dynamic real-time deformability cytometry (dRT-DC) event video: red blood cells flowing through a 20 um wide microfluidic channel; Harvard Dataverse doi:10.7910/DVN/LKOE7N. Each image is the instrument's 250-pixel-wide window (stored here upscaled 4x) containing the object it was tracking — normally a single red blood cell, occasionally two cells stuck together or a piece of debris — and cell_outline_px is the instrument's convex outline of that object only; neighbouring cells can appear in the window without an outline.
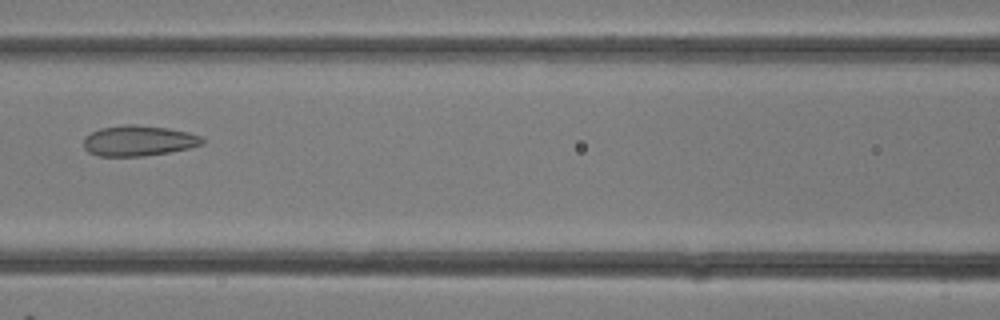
{"species": "common noctule bat (a hibernating species)", "species_latin": "Nyctalus noctula", "temperature_condition": "room temperature", "stored_images_in_passage": 33, "camera_frame_rate_fps": 3000, "um_per_image_px": 0.085, "animal": {"sex": "female"}, "frame": {"image": 1, "passage_image": 15, "time_ms": 4.667, "image_size_px": [1000, 320], "cell_outline_px": [[204, 144], [188, 148], [168, 152], [144, 156], [100, 156], [88, 152], [84, 148], [84, 136], [100, 128], [128, 124], [132, 124], [168, 128], [188, 132], [200, 136], [204, 140]], "centroid_in_image_um": [11.76, 11.96], "position_along_channel_um": 154.8, "area_um2": 21.04}}
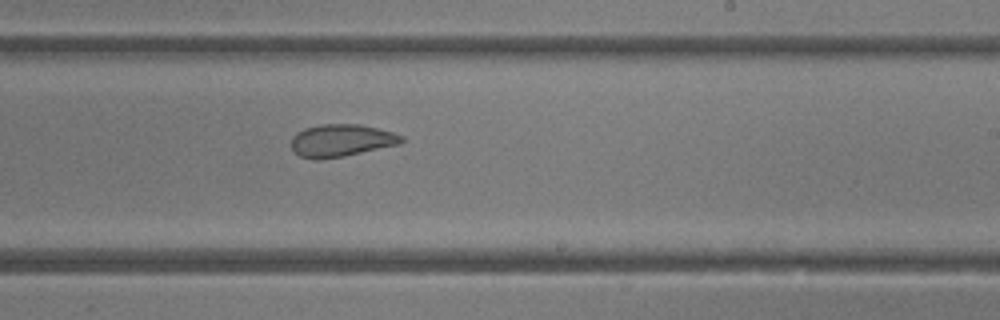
{"frame": {"image": 2, "passage_image": 20, "time_ms": 6.333, "image_size_px": [1000, 320], "cell_outline_px": [[404, 140], [400, 144], [344, 156], [320, 160], [312, 160], [300, 156], [292, 152], [292, 136], [296, 132], [304, 128], [320, 124], [360, 124], [392, 132], [404, 136]], "centroid_in_image_um": [28.97, 11.95], "position_along_channel_um": 260.0, "area_um2": 21.04}}
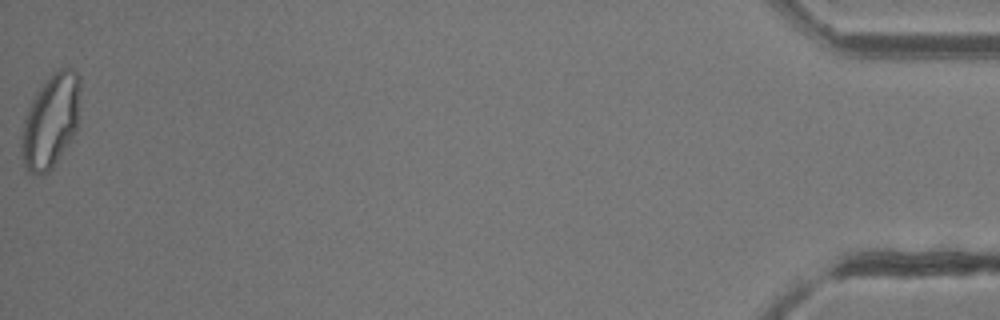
{"frame": {"image": 3, "passage_image": 33, "time_ms": 10.667, "image_size_px": [1000, 320], "cell_outline_px": [[80, 88], [76, 132], [52, 168], [48, 172], [40, 176], [36, 176], [28, 172], [24, 164], [20, 144], [24, 120], [32, 100], [36, 92], [52, 72], [60, 68], [72, 68], [80, 76]], "centroid_in_image_um": [4.31, 10.29], "position_along_channel_um": 430.9, "area_um2": 32.08}}